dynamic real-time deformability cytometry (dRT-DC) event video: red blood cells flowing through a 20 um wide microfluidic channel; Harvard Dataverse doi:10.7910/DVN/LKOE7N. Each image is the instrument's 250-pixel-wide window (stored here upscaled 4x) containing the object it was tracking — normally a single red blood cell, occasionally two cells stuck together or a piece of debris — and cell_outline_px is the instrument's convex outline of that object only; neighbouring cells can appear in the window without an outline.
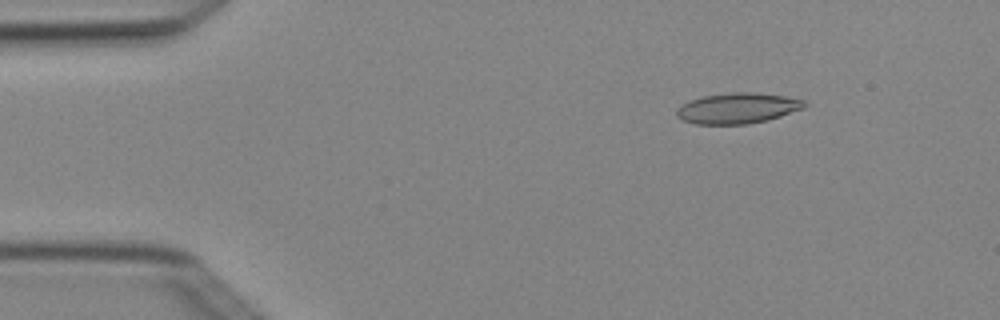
{"species": "Egyptian fruit bat (a non-hibernating species)", "species_latin": "Rousettus aegyptiacus", "temperature_condition": "cold", "stored_images_in_passage": 5, "camera_frame_rate_fps": 3000, "um_per_image_px": 0.085, "animal": {"sex": "female"}, "frame": {"image": 1, "passage_image": 2, "time_ms": 0.333, "image_size_px": [1000, 320], "cell_outline_px": [[808, 104], [804, 108], [768, 120], [748, 124], [696, 124], [684, 120], [676, 116], [676, 112], [680, 104], [688, 100], [704, 96], [732, 92], [748, 92], [784, 96], [804, 100]], "centroid_in_image_um": [62.68, 9.2], "position_along_channel_um": 22.3, "area_um2": 22.77}}